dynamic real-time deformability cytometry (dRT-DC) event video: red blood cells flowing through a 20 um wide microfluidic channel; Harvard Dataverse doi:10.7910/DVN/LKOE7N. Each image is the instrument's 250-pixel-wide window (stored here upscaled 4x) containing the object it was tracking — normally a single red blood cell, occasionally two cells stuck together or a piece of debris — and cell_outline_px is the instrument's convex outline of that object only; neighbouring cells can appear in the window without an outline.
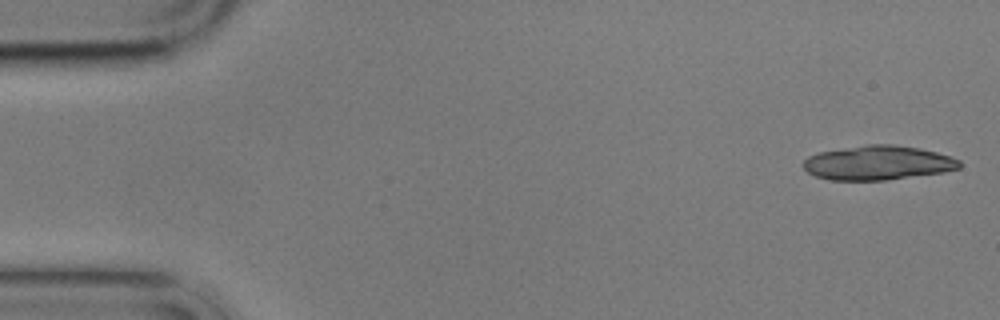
{"species": "common noctule bat (a hibernating species)", "species_latin": "Nyctalus noctula", "temperature_condition": "cold", "stored_images_in_passage": 5, "camera_frame_rate_fps": 3000, "um_per_image_px": 0.085, "animal": {"sex": "male", "body_mass_g": 17.9}, "frame": {"image": 1, "passage_image": 1, "time_ms": 0.0, "image_size_px": [1000, 320], "cell_outline_px": [[960, 168], [944, 172], [884, 180], [828, 180], [816, 176], [808, 172], [804, 168], [804, 160], [808, 156], [820, 152], [868, 144], [892, 144], [920, 148], [936, 152], [960, 160]], "centroid_in_image_um": [74.62, 13.84], "position_along_channel_um": 10.4, "area_um2": 31.04}}